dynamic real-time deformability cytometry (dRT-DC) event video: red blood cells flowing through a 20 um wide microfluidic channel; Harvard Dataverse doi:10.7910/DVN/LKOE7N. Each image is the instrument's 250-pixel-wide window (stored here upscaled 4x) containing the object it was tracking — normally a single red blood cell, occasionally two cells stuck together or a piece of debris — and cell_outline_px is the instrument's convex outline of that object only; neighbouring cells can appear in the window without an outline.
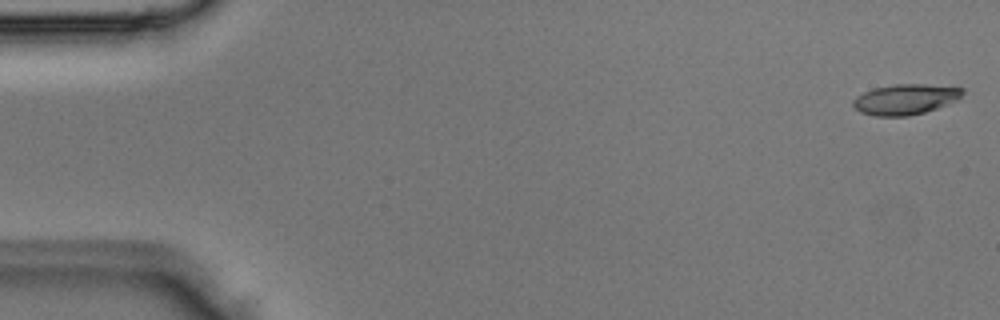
{"species": "Egyptian fruit bat (a non-hibernating species)", "species_latin": "Rousettus aegyptiacus", "temperature_condition": "room temperature", "stored_images_in_passage": 3, "camera_frame_rate_fps": 3000, "um_per_image_px": 0.085, "animal": {"sex": "male"}, "frame": {"image": 1, "passage_image": 1, "time_ms": 0.0, "image_size_px": [1000, 320], "cell_outline_px": [[964, 92], [956, 100], [936, 108], [924, 112], [908, 116], [876, 116], [860, 112], [852, 104], [852, 100], [856, 96], [864, 92], [876, 88], [896, 84], [924, 84], [964, 88]], "centroid_in_image_um": [76.93, 8.44], "position_along_channel_um": 8.1, "area_um2": 19.19}}
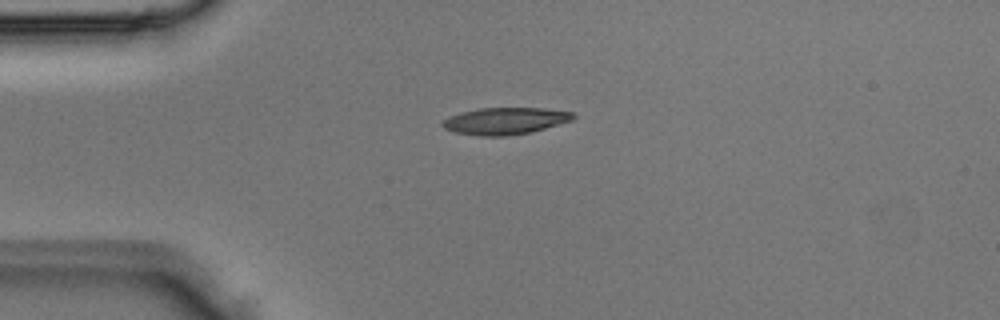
{"frame": {"image": 2, "passage_image": 3, "time_ms": 0.667, "image_size_px": [1000, 320], "cell_outline_px": [[576, 116], [572, 120], [532, 132], [508, 136], [480, 136], [456, 132], [444, 128], [440, 124], [444, 120], [452, 116], [464, 112], [480, 108], [540, 108], [572, 112]], "centroid_in_image_um": [42.96, 10.29], "position_along_channel_um": 42.0, "area_um2": 20.23}}